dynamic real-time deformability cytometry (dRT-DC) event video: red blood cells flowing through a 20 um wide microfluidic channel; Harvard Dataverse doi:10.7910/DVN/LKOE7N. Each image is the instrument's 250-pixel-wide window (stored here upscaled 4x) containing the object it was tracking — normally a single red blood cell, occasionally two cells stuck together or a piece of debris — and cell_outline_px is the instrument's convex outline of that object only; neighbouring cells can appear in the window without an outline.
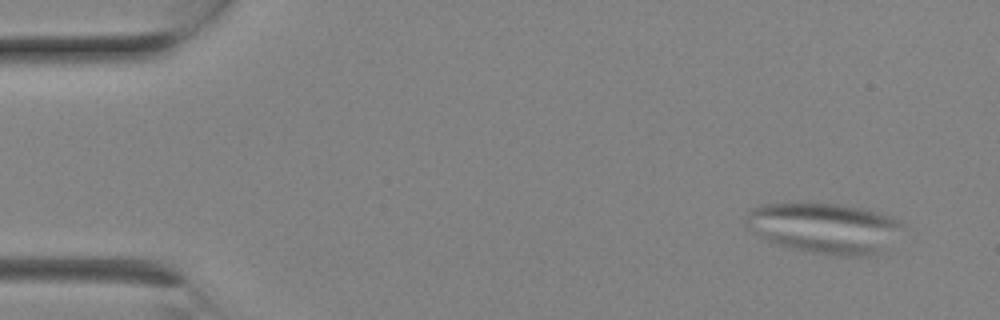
{"species": "Egyptian fruit bat (a non-hibernating species)", "species_latin": "Rousettus aegyptiacus", "temperature_condition": "room temperature", "stored_images_in_passage": 8, "camera_frame_rate_fps": 3000, "um_per_image_px": 0.085, "animal": {"sex": "female"}, "frame": {"image": 1, "passage_image": 2, "time_ms": 0.333, "image_size_px": [1000, 320], "cell_outline_px": [[904, 224], [884, 248], [876, 252], [860, 256], [840, 256], [812, 252], [776, 244], [760, 236], [748, 228], [744, 224], [744, 220], [748, 212], [752, 208], [760, 204], [840, 204], [860, 208], [888, 216], [900, 220]], "centroid_in_image_um": [70.0, 19.37], "position_along_channel_um": 15.0, "area_um2": 45.08}}
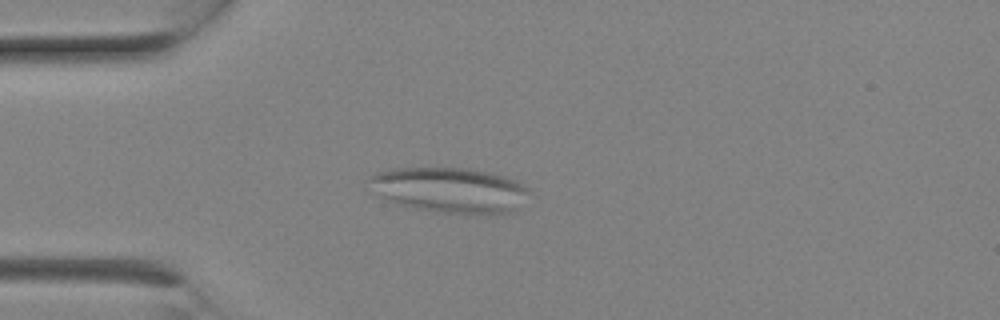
{"frame": {"image": 2, "passage_image": 6, "time_ms": 1.667, "image_size_px": [1000, 320], "cell_outline_px": [[532, 192], [520, 208], [516, 212], [500, 216], [432, 212], [400, 204], [384, 196], [364, 180], [368, 176], [376, 172], [388, 168], [468, 168], [488, 172], [504, 176], [516, 180], [524, 184]], "centroid_in_image_um": [38.36, 16.18], "position_along_channel_um": 46.6, "area_um2": 43.12}}
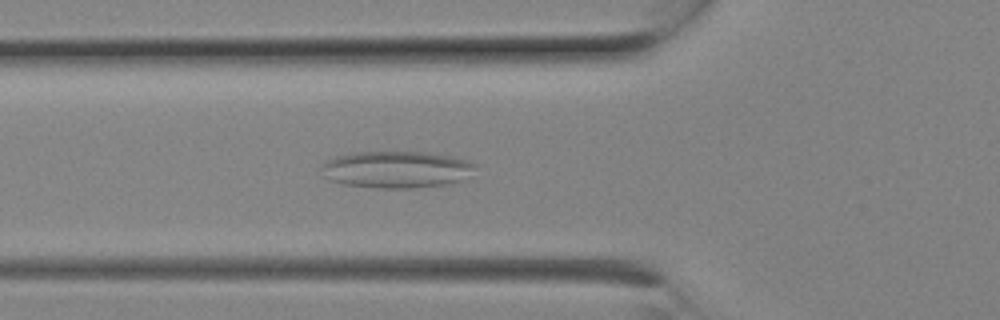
{"frame": {"image": 3, "passage_image": 8, "time_ms": 2.333, "image_size_px": [1000, 320], "cell_outline_px": [[476, 164], [460, 180], [444, 184], [412, 188], [380, 188], [344, 184], [328, 180], [320, 168], [324, 160], [336, 156], [356, 152], [424, 152], [452, 156], [468, 160]], "centroid_in_image_um": [33.6, 14.39], "position_along_channel_um": 92.2, "area_um2": 32.71}}